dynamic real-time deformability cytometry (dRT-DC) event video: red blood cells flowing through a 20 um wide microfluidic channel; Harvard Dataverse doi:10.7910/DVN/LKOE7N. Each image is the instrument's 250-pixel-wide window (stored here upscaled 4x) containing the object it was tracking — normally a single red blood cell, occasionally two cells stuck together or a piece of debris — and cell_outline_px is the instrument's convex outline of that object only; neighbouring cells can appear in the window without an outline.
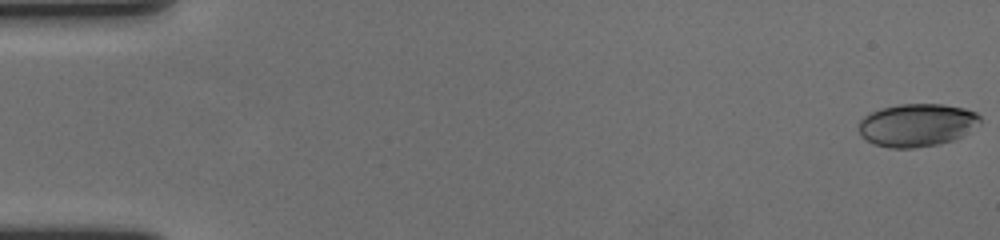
{"species": "human", "species_latin": "Homo sapiens", "temperature_condition": "cold", "stored_images_in_passage": 59, "camera_frame_rate_fps": 3000, "um_per_image_px": 0.085, "donor": {"sex": "female"}, "frame": {"image": 1, "passage_image": 1, "time_ms": 0.0, "image_size_px": [1000, 240], "cell_outline_px": [[980, 124], [960, 136], [952, 140], [936, 144], [912, 148], [888, 148], [872, 144], [860, 136], [860, 120], [868, 112], [880, 108], [900, 104], [940, 104], [964, 108], [976, 112], [980, 116]], "centroid_in_image_um": [77.9, 10.62], "position_along_channel_um": 7.1, "area_um2": 30.35}}
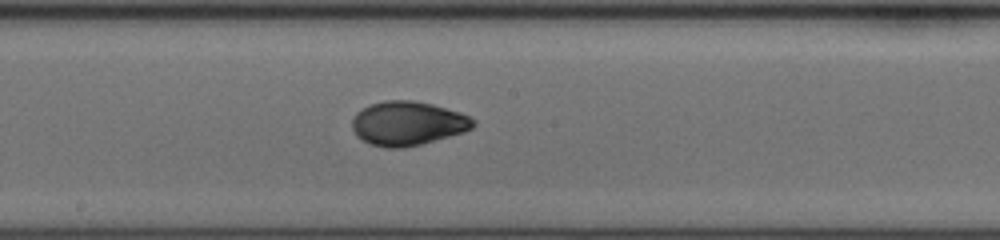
{"frame": {"image": 2, "passage_image": 33, "time_ms": 10.667, "image_size_px": [1000, 240], "cell_outline_px": [[476, 124], [472, 128], [464, 132], [420, 144], [404, 148], [384, 148], [368, 144], [356, 136], [352, 128], [352, 116], [356, 112], [368, 104], [384, 100], [412, 100], [432, 104], [460, 112], [476, 120]], "centroid_in_image_um": [34.61, 10.48], "position_along_channel_um": 213.6, "area_um2": 31.44}}
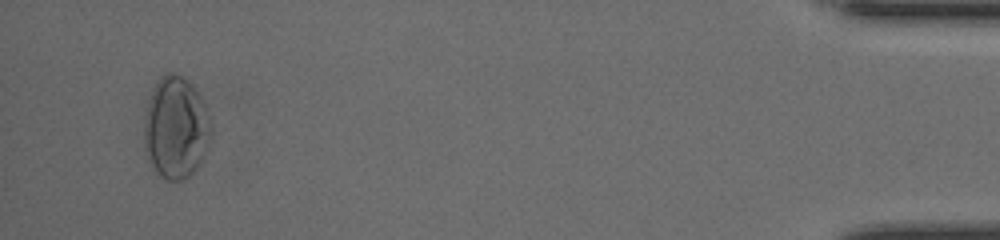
{"frame": {"image": 3, "passage_image": 57, "time_ms": 18.667, "image_size_px": [1000, 240], "cell_outline_px": [[212, 128], [200, 160], [196, 168], [188, 176], [180, 180], [168, 180], [160, 176], [144, 152], [144, 116], [152, 92], [160, 76], [164, 72], [172, 72], [184, 76], [192, 84], [204, 104]], "centroid_in_image_um": [14.91, 10.82], "position_along_channel_um": 420.3, "area_um2": 39.25}, "authors_computed_cell_mechanics": {"area_um2": 30.4028, "velocity_mm_per_s": 3.5573, "shape_relaxation_time_tau1_ms": 7.3722, "shape_relaxation_time_tau2_ms": 0.7932, "deformation_change_tau1": 0.1962, "deformation_change_tau2": 0.0302}}